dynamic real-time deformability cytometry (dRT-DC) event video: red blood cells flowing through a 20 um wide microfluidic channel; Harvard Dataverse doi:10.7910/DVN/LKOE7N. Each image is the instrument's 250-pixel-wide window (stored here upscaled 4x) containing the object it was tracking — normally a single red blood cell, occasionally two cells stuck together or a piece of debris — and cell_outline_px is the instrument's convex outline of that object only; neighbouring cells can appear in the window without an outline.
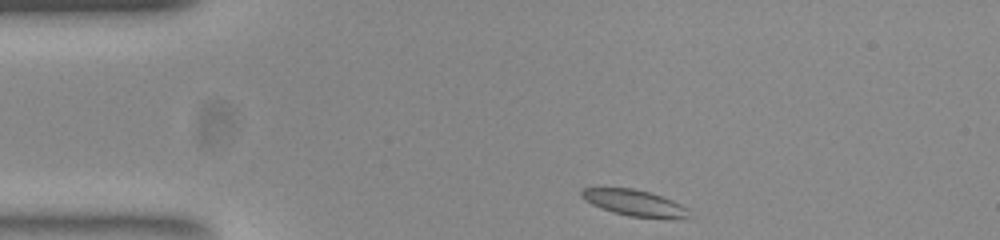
{"species": "common noctule bat (a hibernating species)", "species_latin": "Nyctalus noctula", "temperature_condition": "room temperature", "stored_images_in_passage": 44, "camera_frame_rate_fps": 3000, "um_per_image_px": 0.085, "animal": {"sex": "female", "body_mass_g": 23.0, "forearm_length_mm": 53.4}, "frame": {"image": 1, "passage_image": 1, "time_ms": 0.0, "image_size_px": [1000, 240], "cell_outline_px": [[696, 216], [628, 216], [612, 212], [592, 204], [584, 200], [580, 196], [580, 192], [584, 188], [632, 188], [648, 192], [672, 200], [688, 208]], "centroid_in_image_um": [53.87, 17.21], "position_along_channel_um": 31.1, "area_um2": 15.84}}
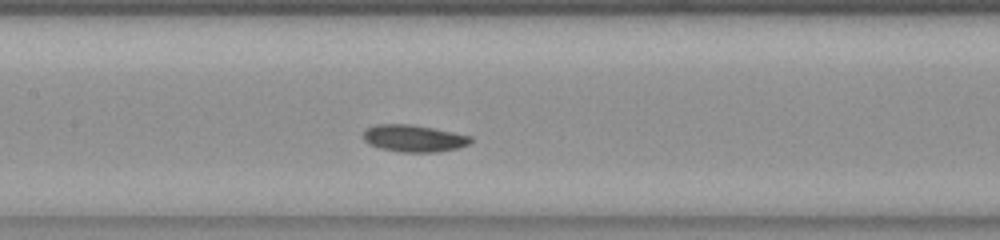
{"frame": {"image": 2, "passage_image": 16, "time_ms": 5.0, "image_size_px": [1000, 240], "cell_outline_px": [[472, 140], [468, 144], [460, 148], [436, 152], [400, 152], [380, 148], [368, 144], [364, 140], [364, 132], [368, 128], [376, 124], [412, 124], [472, 136]], "centroid_in_image_um": [35.18, 11.76], "position_along_channel_um": 172.2, "area_um2": 16.88}}
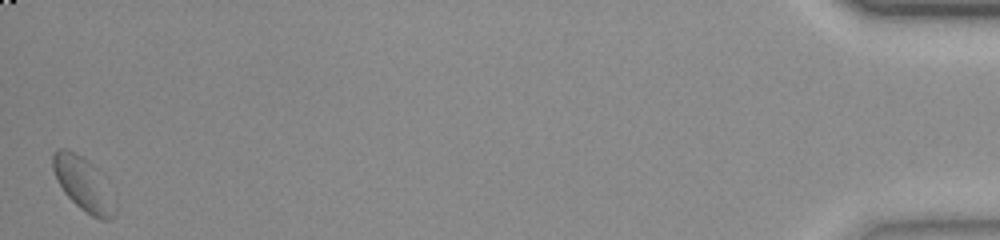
{"frame": {"image": 3, "passage_image": 44, "time_ms": 14.333, "image_size_px": [1000, 240], "cell_outline_px": [[116, 212], [112, 220], [100, 220], [92, 216], [80, 208], [64, 192], [52, 168], [52, 152], [56, 148], [68, 148], [80, 156], [88, 164], [116, 196]], "centroid_in_image_um": [7.09, 15.7], "position_along_channel_um": 428.1, "area_um2": 19.02}, "authors_computed_cell_mechanics": {"area_um2": 16.6464, "velocity_mm_per_s": 3.7911, "shape_relaxation_time_tau1_ms": 1.8851, "shape_relaxation_time_tau2_ms": null, "deformation_change_tau1": 0.0589, "deformation_change_tau2": null}}